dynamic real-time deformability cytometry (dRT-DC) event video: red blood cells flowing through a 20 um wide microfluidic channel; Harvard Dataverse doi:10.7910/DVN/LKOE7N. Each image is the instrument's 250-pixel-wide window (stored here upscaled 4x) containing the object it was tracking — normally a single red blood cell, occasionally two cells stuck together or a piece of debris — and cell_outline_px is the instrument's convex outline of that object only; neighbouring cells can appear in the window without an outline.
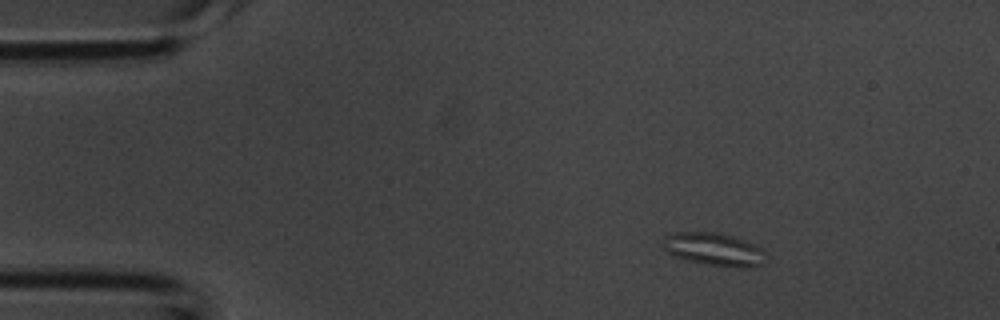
{"species": "common noctule bat (a hibernating species)", "species_latin": "Nyctalus noctula", "temperature_condition": "room temperature", "stored_images_in_passage": 33, "camera_frame_rate_fps": 3000, "um_per_image_px": 0.085, "animal": {"sex": "male", "body_mass_g": 20.1, "forearm_length_mm": 53.5}, "frame": {"image": 1, "passage_image": 7, "time_ms": 2.0, "image_size_px": [1000, 320], "cell_outline_px": [[764, 264], [756, 268], [740, 268], [708, 264], [688, 260], [676, 256], [668, 252], [664, 248], [664, 236], [672, 232], [716, 232], [732, 236], [764, 248]], "centroid_in_image_um": [60.74, 21.19], "position_along_channel_um": 24.3, "area_um2": 19.71}}
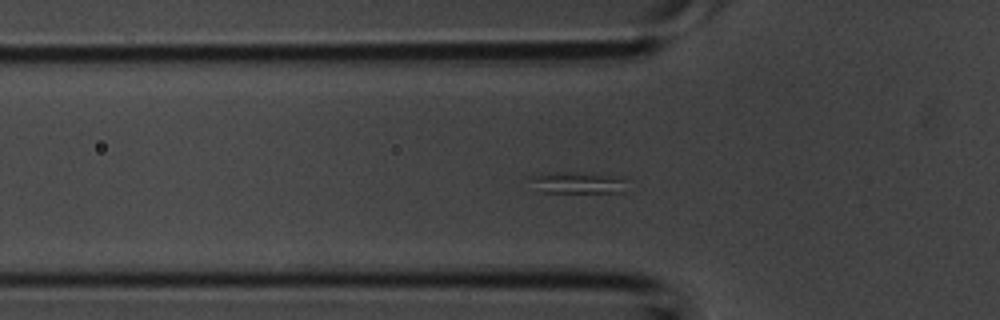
{"frame": {"image": 2, "passage_image": 15, "time_ms": 4.667, "image_size_px": [1000, 320], "cell_outline_px": [[624, 192], [544, 192], [524, 176], [548, 172], [596, 172], [624, 176]], "centroid_in_image_um": [49.12, 15.48], "position_along_channel_um": 76.7, "area_um2": 12.54}}
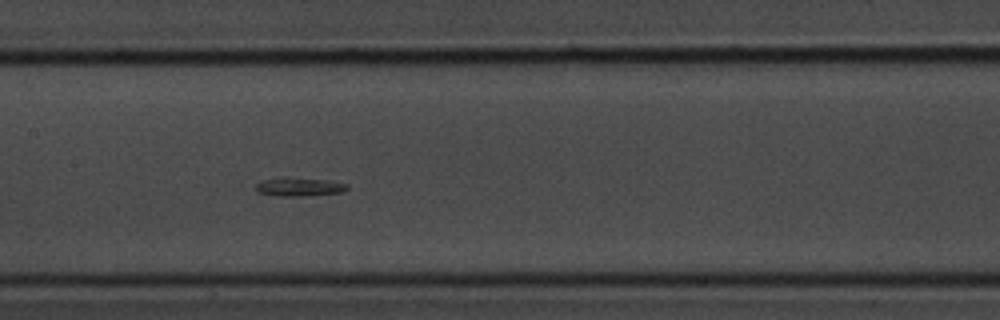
{"frame": {"image": 3, "passage_image": 22, "time_ms": 7.0, "image_size_px": [1000, 320], "cell_outline_px": [[348, 188], [344, 192], [308, 196], [280, 196], [256, 192], [256, 184], [264, 180], [280, 176], [284, 176], [328, 180], [348, 184]], "centroid_in_image_um": [25.44, 15.87], "position_along_channel_um": 182.0, "area_um2": 10.17}}